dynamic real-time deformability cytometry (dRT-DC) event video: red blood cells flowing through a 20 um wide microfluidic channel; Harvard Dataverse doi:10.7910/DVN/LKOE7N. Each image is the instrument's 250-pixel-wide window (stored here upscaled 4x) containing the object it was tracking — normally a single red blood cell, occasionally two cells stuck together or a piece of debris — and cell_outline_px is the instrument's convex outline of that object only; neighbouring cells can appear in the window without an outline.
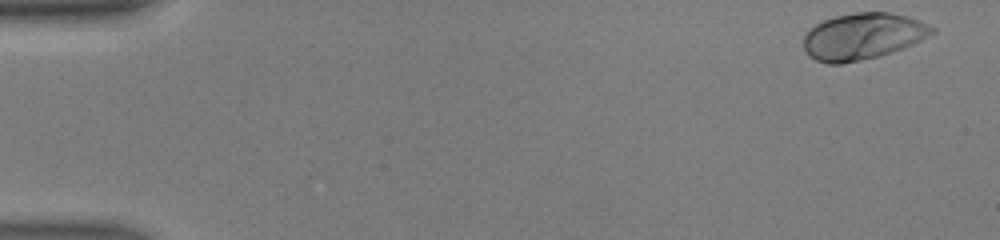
{"species": "human", "species_latin": "Homo sapiens", "temperature_condition": "warm", "stored_images_in_passage": 46, "camera_frame_rate_fps": 3000, "um_per_image_px": 0.085, "donor": {"sex": "male"}, "frame": {"image": 1, "passage_image": 1, "time_ms": 0.0, "image_size_px": [1000, 240], "cell_outline_px": [[936, 32], [912, 44], [892, 52], [880, 56], [840, 64], [828, 64], [816, 60], [804, 48], [804, 36], [816, 24], [824, 20], [836, 16], [856, 12], [888, 12], [908, 16], [920, 20], [936, 28]], "centroid_in_image_um": [73.38, 3.08], "position_along_channel_um": 11.6, "area_um2": 34.56}}
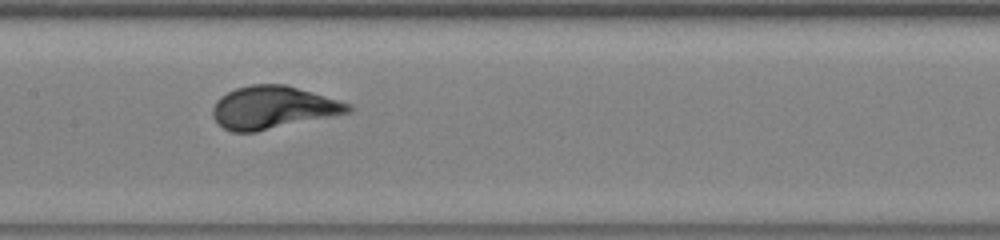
{"frame": {"image": 2, "passage_image": 23, "time_ms": 7.333, "image_size_px": [1000, 240], "cell_outline_px": [[352, 112], [256, 132], [232, 132], [216, 124], [212, 116], [212, 108], [216, 100], [220, 96], [236, 88], [252, 84], [284, 84], [312, 92], [352, 104]], "centroid_in_image_um": [23.17, 9.15], "position_along_channel_um": 184.2, "area_um2": 33.81}}
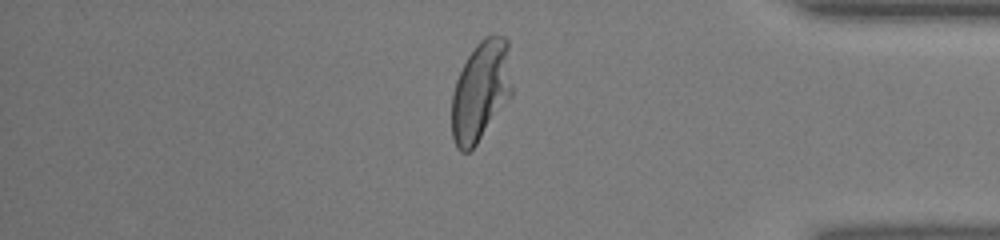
{"frame": {"image": 3, "passage_image": 39, "time_ms": 12.667, "image_size_px": [1000, 240], "cell_outline_px": [[512, 96], [476, 144], [468, 152], [460, 152], [456, 148], [452, 136], [452, 92], [456, 80], [468, 56], [476, 44], [484, 36], [504, 36], [508, 40], [512, 88]], "centroid_in_image_um": [40.87, 7.74], "position_along_channel_um": 394.3, "area_um2": 35.26}}